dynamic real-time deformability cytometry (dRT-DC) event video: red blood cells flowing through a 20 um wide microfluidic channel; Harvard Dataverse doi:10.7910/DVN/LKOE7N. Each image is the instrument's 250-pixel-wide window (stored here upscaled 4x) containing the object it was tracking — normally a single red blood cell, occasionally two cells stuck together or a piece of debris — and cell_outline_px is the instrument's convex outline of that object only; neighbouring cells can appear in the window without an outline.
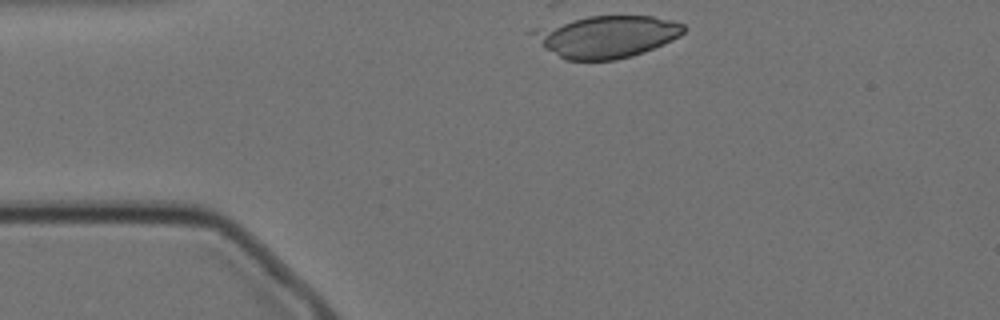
{"species": "Egyptian fruit bat (a non-hibernating species)", "species_latin": "Rousettus aegyptiacus", "temperature_condition": "cold", "stored_images_in_passage": 10, "camera_frame_rate_fps": 3000, "um_per_image_px": 0.085, "animal": {"sex": "female"}, "frame": {"image": 1, "passage_image": 1, "time_ms": 0.0, "image_size_px": [1000, 320], "cell_outline_px": [[684, 32], [680, 36], [672, 40], [644, 52], [632, 56], [616, 60], [564, 60], [544, 48], [524, 32], [532, 28], [588, 16], [652, 16], [672, 20], [684, 24]], "centroid_in_image_um": [51.46, 3.11], "position_along_channel_um": 33.5, "area_um2": 37.45}}
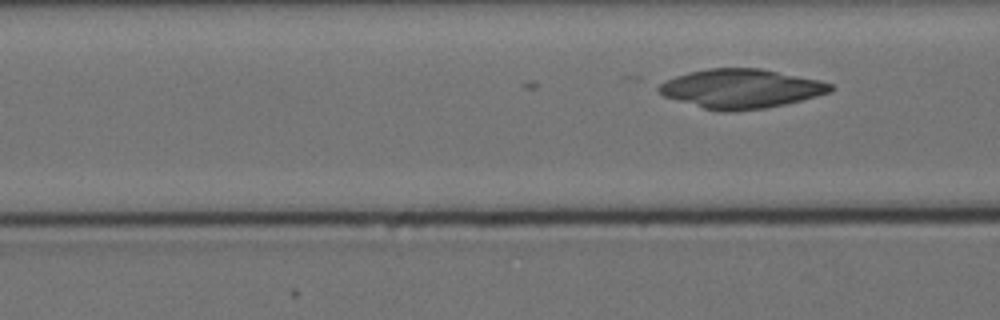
{"frame": {"image": 2, "passage_image": 10, "time_ms": 3.0, "image_size_px": [1000, 320], "cell_outline_px": [[836, 88], [832, 92], [784, 104], [764, 108], [736, 112], [720, 112], [704, 108], [676, 100], [664, 96], [656, 88], [664, 80], [688, 72], [708, 68], [760, 68], [820, 80], [832, 84]], "centroid_in_image_um": [62.99, 7.54], "position_along_channel_um": 103.6, "area_um2": 39.3}}